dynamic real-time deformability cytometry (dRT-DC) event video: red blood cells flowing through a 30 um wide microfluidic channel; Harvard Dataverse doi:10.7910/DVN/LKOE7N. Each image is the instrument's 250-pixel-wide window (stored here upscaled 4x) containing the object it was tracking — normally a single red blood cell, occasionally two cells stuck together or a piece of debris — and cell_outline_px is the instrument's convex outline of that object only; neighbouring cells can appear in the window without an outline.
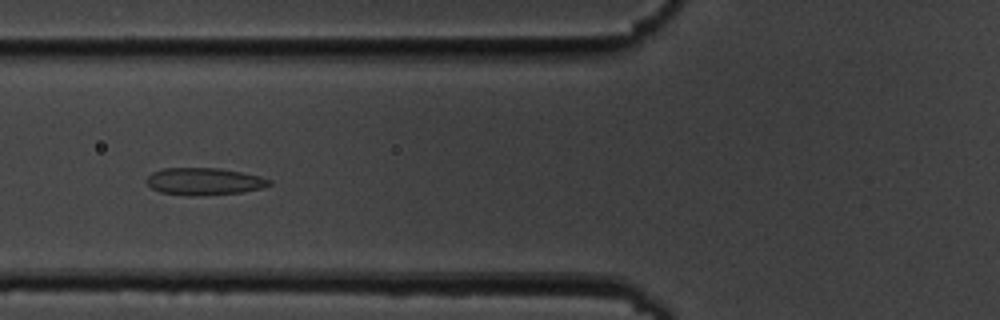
{"species": "common noctule bat (a hibernating species)", "species_latin": "Nyctalus noctula", "temperature_condition": "cold", "stored_images_in_passage": 55, "camera_frame_rate_fps": 3000, "um_per_image_px": 0.085, "animal": {"sex": "male", "body_mass_g": 19.5, "forearm_length_mm": 54.6}, "frame": {"image": 1, "passage_image": 21, "time_ms": 6.667, "image_size_px": [1000, 320], "cell_outline_px": [[272, 184], [260, 188], [244, 192], [196, 196], [188, 196], [160, 192], [152, 188], [148, 184], [148, 176], [152, 172], [164, 168], [220, 168], [260, 176], [272, 180]], "centroid_in_image_um": [17.37, 15.42], "position_along_channel_um": 108.4, "area_um2": 19.42}}
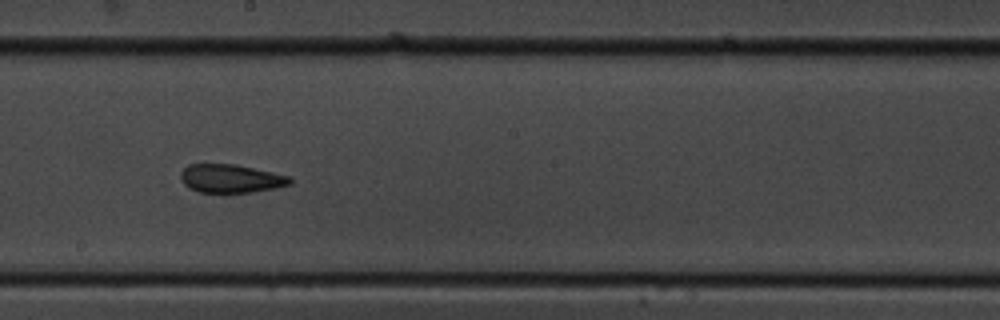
{"frame": {"image": 2, "passage_image": 31, "time_ms": 10.0, "image_size_px": [1000, 320], "cell_outline_px": [[292, 184], [252, 192], [200, 192], [188, 188], [180, 180], [180, 172], [188, 164], [236, 164], [292, 176]], "centroid_in_image_um": [19.61, 15.16], "position_along_channel_um": 228.6, "area_um2": 18.21}}
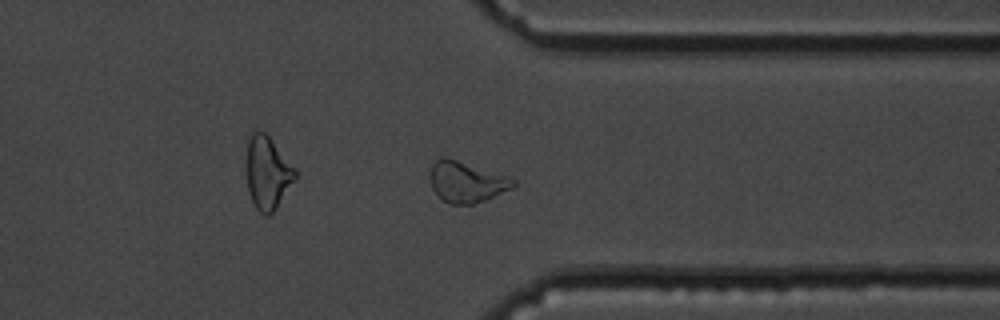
{"frame": {"image": 3, "passage_image": 43, "time_ms": 14.0, "image_size_px": [1000, 320], "cell_outline_px": [[516, 184], [512, 188], [484, 200], [472, 204], [448, 204], [432, 188], [432, 164], [440, 156], [444, 156], [512, 176], [516, 180]], "centroid_in_image_um": [39.71, 15.44], "position_along_channel_um": 371.7, "area_um2": 19.71}, "authors_computed_cell_mechanics": {"area_um2": 19.9988, "velocity_mm_per_s": 3.6067, "shape_relaxation_time_tau1_ms": null, "shape_relaxation_time_tau2_ms": 1.0383, "deformation_change_tau1": null, "deformation_change_tau2": 0.06}}